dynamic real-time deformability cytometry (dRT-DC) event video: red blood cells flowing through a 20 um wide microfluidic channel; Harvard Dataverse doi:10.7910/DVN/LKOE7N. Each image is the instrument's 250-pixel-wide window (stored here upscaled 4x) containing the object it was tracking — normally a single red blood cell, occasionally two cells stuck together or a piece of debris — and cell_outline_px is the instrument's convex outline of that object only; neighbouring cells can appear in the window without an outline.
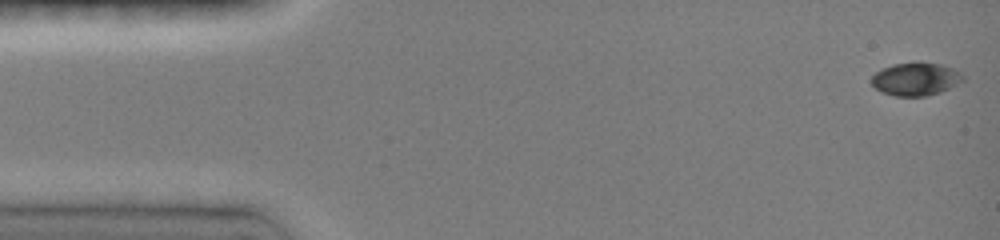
{"species": "common noctule bat (a hibernating species)", "species_latin": "Nyctalus noctula", "temperature_condition": "room temperature", "stored_images_in_passage": 26, "camera_frame_rate_fps": 3000, "um_per_image_px": 0.085, "animal": {"sex": "female", "body_mass_g": 19.0, "forearm_length_mm": 51.5}, "frame": {"image": 1, "passage_image": 1, "time_ms": 0.0, "image_size_px": [1000, 240], "cell_outline_px": [[964, 80], [940, 92], [924, 96], [896, 96], [884, 92], [876, 88], [872, 84], [872, 76], [880, 68], [892, 64], [916, 60], [944, 64], [960, 72], [964, 76]], "centroid_in_image_um": [77.84, 6.67], "position_along_channel_um": 7.2, "area_um2": 17.86}}
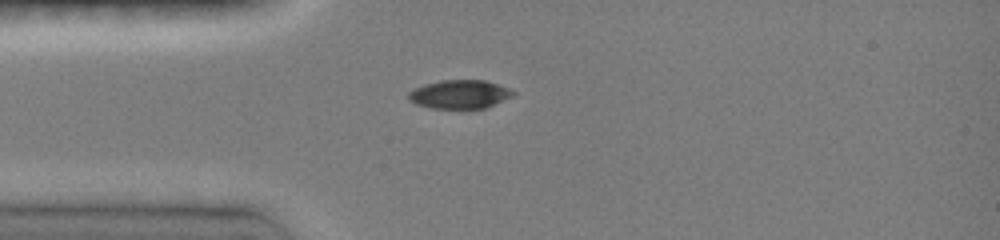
{"frame": {"image": 2, "passage_image": 21, "time_ms": 3.667, "image_size_px": [1000, 240], "cell_outline_px": [[516, 92], [512, 96], [484, 108], [432, 108], [416, 104], [408, 100], [408, 92], [424, 84], [440, 80], [484, 80], [508, 88]], "centroid_in_image_um": [39.03, 8.01], "position_along_channel_um": 46.0, "area_um2": 17.22}}